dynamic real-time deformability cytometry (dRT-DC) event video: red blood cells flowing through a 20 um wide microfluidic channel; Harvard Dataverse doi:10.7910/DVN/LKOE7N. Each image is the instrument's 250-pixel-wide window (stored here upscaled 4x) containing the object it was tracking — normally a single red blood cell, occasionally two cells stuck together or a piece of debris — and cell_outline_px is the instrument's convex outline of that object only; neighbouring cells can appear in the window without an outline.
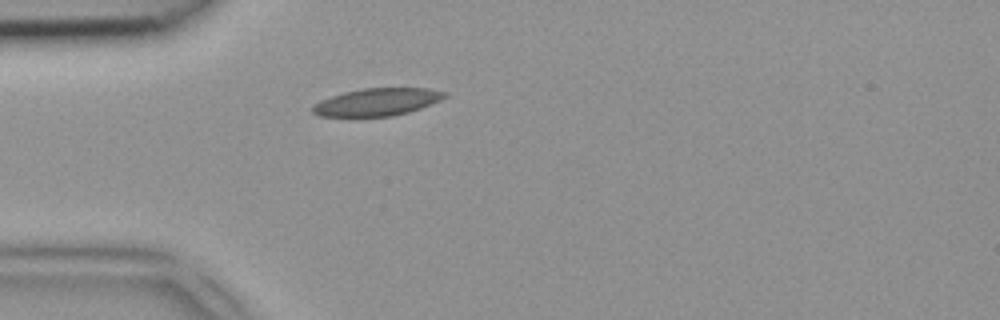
{"species": "common noctule bat (a hibernating species)", "species_latin": "Nyctalus noctula", "temperature_condition": "room temperature", "stored_images_in_passage": 31, "camera_frame_rate_fps": 3000, "um_per_image_px": 0.085, "animal": {"sex": "female", "body_mass_g": 18.4}, "frame": {"image": 1, "passage_image": 1, "time_ms": 0.0, "image_size_px": [1000, 320], "cell_outline_px": [[448, 96], [440, 100], [420, 108], [408, 112], [392, 116], [320, 116], [312, 112], [312, 104], [320, 100], [344, 92], [364, 88], [428, 88], [448, 92]], "centroid_in_image_um": [32.06, 8.66], "position_along_channel_um": 52.9, "area_um2": 21.1}}
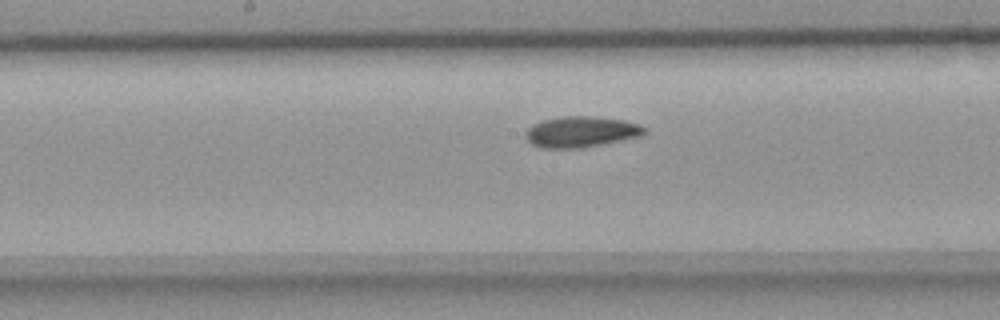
{"frame": {"image": 2, "passage_image": 12, "time_ms": 3.667, "image_size_px": [1000, 320], "cell_outline_px": [[648, 132], [644, 136], [584, 148], [540, 148], [532, 144], [524, 136], [524, 132], [532, 124], [544, 120], [560, 116], [592, 116], [624, 120], [640, 124], [648, 128]], "centroid_in_image_um": [49.44, 11.21], "position_along_channel_um": 198.8, "area_um2": 21.91}}
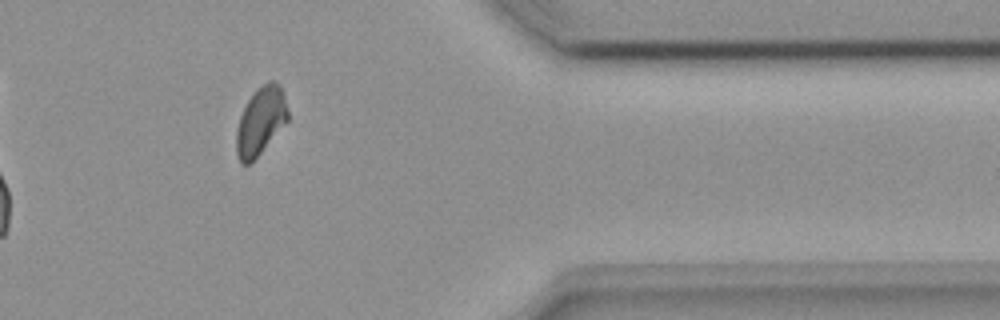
{"frame": {"image": 3, "passage_image": 27, "time_ms": 8.667, "image_size_px": [1000, 320], "cell_outline_px": [[288, 120], [260, 152], [248, 164], [240, 164], [236, 152], [236, 128], [240, 116], [248, 100], [256, 88], [268, 80], [276, 80], [280, 84], [284, 92], [288, 112]], "centroid_in_image_um": [22.15, 10.23], "position_along_channel_um": 389.2, "area_um2": 20.29}}